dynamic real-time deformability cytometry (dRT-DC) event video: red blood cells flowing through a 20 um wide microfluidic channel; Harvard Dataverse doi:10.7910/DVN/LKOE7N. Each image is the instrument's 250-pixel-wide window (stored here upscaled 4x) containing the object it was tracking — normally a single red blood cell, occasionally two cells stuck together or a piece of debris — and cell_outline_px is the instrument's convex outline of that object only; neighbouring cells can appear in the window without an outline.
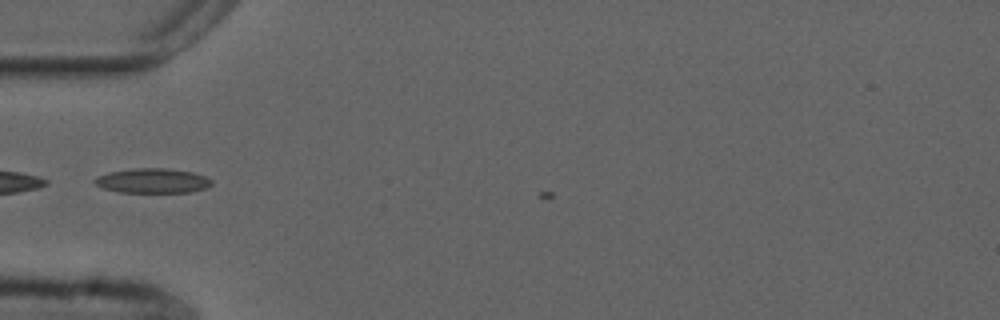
{"species": "common noctule bat (a hibernating species)", "species_latin": "Nyctalus noctula", "temperature_condition": "cold", "stored_images_in_passage": 2, "camera_frame_rate_fps": 3000, "um_per_image_px": 0.085, "animal": {"sex": "male", "forearm_length_mm": 52.5}, "frame": {"image": 1, "passage_image": 1, "time_ms": 0.0, "image_size_px": [1000, 320], "cell_outline_px": [[212, 184], [204, 188], [188, 192], [120, 192], [104, 188], [96, 184], [92, 180], [96, 176], [108, 172], [136, 168], [168, 168], [192, 172], [204, 176], [212, 180]], "centroid_in_image_um": [12.94, 15.35], "position_along_channel_um": 72.1, "area_um2": 16.7}}